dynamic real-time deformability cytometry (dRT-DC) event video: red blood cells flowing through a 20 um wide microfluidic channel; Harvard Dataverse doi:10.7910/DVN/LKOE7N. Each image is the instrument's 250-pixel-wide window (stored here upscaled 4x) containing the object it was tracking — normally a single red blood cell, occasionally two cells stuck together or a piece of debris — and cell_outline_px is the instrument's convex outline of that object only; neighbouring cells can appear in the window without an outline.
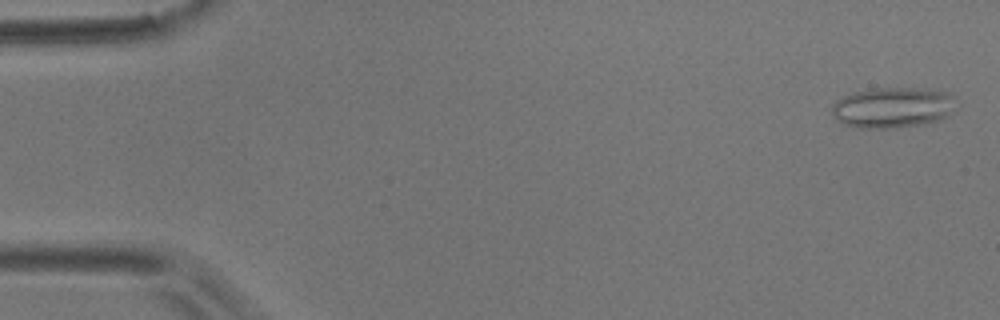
{"species": "common noctule bat (a hibernating species)", "species_latin": "Nyctalus noctula", "temperature_condition": "room temperature", "stored_images_in_passage": 4, "camera_frame_rate_fps": 3000, "um_per_image_px": 0.085, "animal": {"sex": "male", "body_mass_g": 17.9}, "frame": {"image": 1, "passage_image": 1, "time_ms": 0.0, "image_size_px": [1000, 320], "cell_outline_px": [[960, 104], [948, 116], [940, 120], [920, 124], [896, 128], [860, 128], [844, 124], [836, 120], [832, 116], [832, 104], [836, 100], [852, 92], [876, 88], [912, 88], [948, 92]], "centroid_in_image_um": [75.9, 9.14], "position_along_channel_um": 9.1, "area_um2": 29.71}}